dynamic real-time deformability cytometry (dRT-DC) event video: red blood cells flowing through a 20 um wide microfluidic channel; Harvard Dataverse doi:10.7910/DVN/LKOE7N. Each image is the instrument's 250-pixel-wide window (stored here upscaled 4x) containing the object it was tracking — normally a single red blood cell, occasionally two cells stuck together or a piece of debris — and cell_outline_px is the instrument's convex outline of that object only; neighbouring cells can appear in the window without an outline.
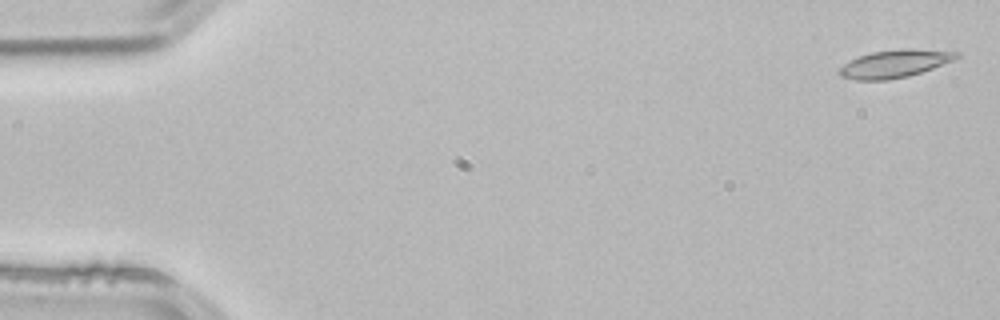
{"species": "common noctule bat (a hibernating species)", "species_latin": "Nyctalus noctula", "temperature_condition": "room temperature", "stored_images_in_passage": 5, "segment_of_instrument_passage": [1, 2], "camera_frame_rate_fps": 3000, "um_per_image_px": 0.085, "animal": {"sex": "male", "body_mass_g": 21.5, "forearm_length_mm": 52.0}, "frame": {"image": 1, "passage_image": 1, "time_ms": 0.0, "image_size_px": [1000, 320], "cell_outline_px": [[960, 56], [952, 60], [932, 68], [908, 76], [888, 80], [856, 80], [840, 76], [836, 72], [844, 64], [860, 56], [872, 52], [900, 48], [912, 48], [960, 52]], "centroid_in_image_um": [76.04, 5.41], "position_along_channel_um": 9.0, "area_um2": 18.84}}
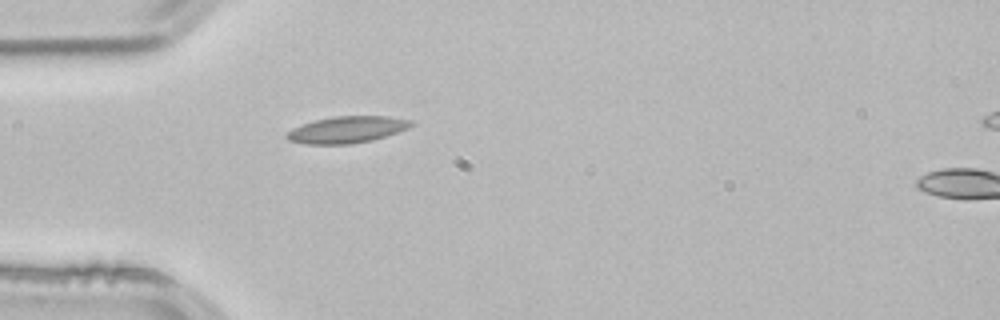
{"frame": {"image": 2, "passage_image": 4, "time_ms": 1.0, "image_size_px": [1000, 320], "cell_outline_px": [[412, 124], [408, 128], [372, 140], [348, 144], [304, 144], [288, 140], [284, 136], [284, 132], [292, 128], [316, 120], [336, 116], [388, 116], [412, 120]], "centroid_in_image_um": [29.44, 11.02], "position_along_channel_um": 55.6, "area_um2": 19.19}}